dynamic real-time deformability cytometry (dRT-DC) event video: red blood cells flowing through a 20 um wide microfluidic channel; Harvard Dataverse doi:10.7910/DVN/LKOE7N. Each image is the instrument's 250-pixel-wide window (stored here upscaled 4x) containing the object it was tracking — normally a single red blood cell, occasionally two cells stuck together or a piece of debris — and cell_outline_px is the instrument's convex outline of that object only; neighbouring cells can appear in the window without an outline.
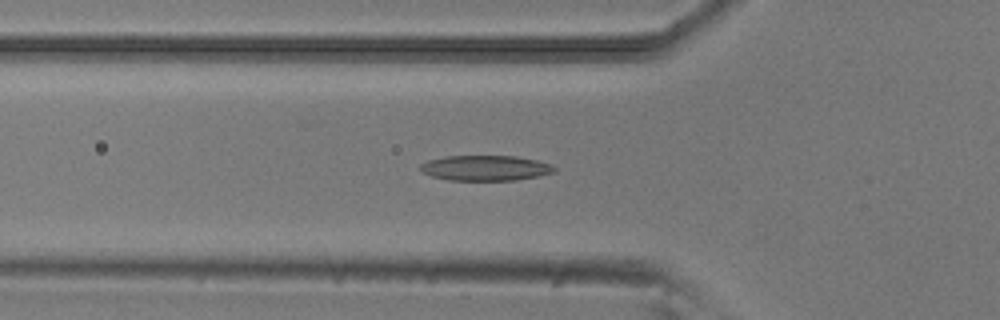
{"species": "common noctule bat (a hibernating species)", "species_latin": "Nyctalus noctula", "temperature_condition": "room temperature", "stored_images_in_passage": 42, "camera_frame_rate_fps": 3000, "um_per_image_px": 0.085, "animal": {"sex": "male", "body_mass_g": 20.5, "forearm_length_mm": 52.5}, "frame": {"image": 1, "passage_image": 7, "time_ms": 2.0, "image_size_px": [1000, 320], "cell_outline_px": [[556, 172], [516, 180], [448, 180], [432, 176], [420, 172], [420, 164], [428, 160], [444, 156], [516, 156], [536, 160], [552, 164], [556, 168]], "centroid_in_image_um": [41.25, 14.28], "position_along_channel_um": 84.6, "area_um2": 19.83}}
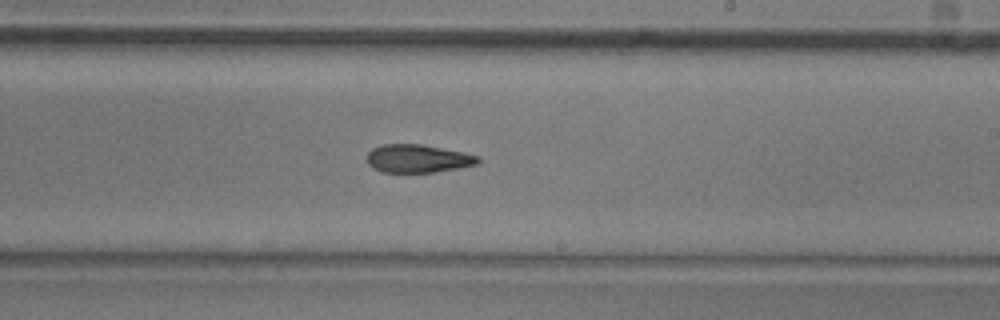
{"frame": {"image": 2, "passage_image": 20, "time_ms": 6.333, "image_size_px": [1000, 320], "cell_outline_px": [[480, 160], [476, 164], [460, 168], [436, 172], [384, 172], [372, 168], [368, 164], [368, 152], [372, 148], [384, 144], [420, 144], [464, 152], [480, 156]], "centroid_in_image_um": [35.53, 13.48], "position_along_channel_um": 253.5, "area_um2": 18.21}}
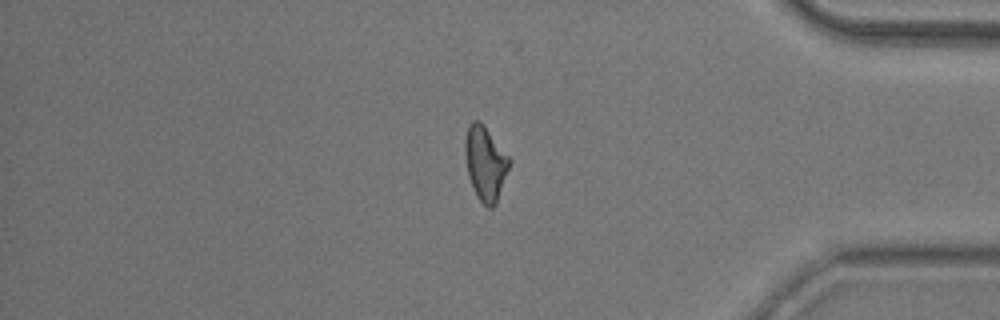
{"frame": {"image": 3, "passage_image": 33, "time_ms": 10.667, "image_size_px": [1000, 320], "cell_outline_px": [[512, 160], [496, 204], [492, 208], [488, 208], [476, 196], [468, 176], [464, 152], [464, 140], [468, 124], [472, 120], [480, 120], [484, 124]], "centroid_in_image_um": [41.24, 13.85], "position_along_channel_um": 394.0, "area_um2": 19.48}, "authors_computed_cell_mechanics": {"area_um2": 19.0451, "velocity_mm_per_s": 3.8691, "shape_relaxation_time_tau1_ms": 6.1729, "shape_relaxation_time_tau2_ms": 4.9217, "deformation_change_tau1": 0.1753, "deformation_change_tau2": 0.1471}}